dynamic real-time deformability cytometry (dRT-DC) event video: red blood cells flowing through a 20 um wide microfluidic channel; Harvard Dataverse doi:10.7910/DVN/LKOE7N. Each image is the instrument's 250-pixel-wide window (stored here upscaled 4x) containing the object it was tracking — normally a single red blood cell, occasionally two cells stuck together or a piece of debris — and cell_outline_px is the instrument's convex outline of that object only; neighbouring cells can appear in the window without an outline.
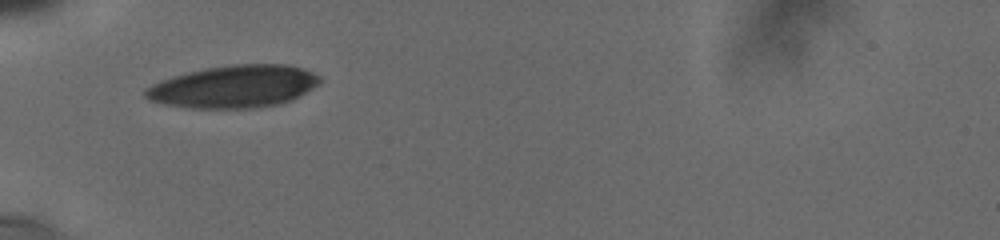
{"species": "human", "species_latin": "Homo sapiens", "temperature_condition": "cold", "stored_images_in_passage": 2, "camera_frame_rate_fps": 3000, "um_per_image_px": 0.085, "donor": {"sex": "male"}, "frame": {"image": 1, "passage_image": 1, "time_ms": 0.0, "image_size_px": [1000, 240], "cell_outline_px": [[320, 80], [316, 84], [292, 100], [276, 104], [256, 108], [192, 108], [164, 104], [148, 100], [144, 96], [144, 88], [160, 80], [172, 76], [188, 72], [208, 68], [236, 64], [288, 64], [300, 68], [320, 76]], "centroid_in_image_um": [19.81, 7.36], "position_along_channel_um": 65.2, "area_um2": 42.77}}